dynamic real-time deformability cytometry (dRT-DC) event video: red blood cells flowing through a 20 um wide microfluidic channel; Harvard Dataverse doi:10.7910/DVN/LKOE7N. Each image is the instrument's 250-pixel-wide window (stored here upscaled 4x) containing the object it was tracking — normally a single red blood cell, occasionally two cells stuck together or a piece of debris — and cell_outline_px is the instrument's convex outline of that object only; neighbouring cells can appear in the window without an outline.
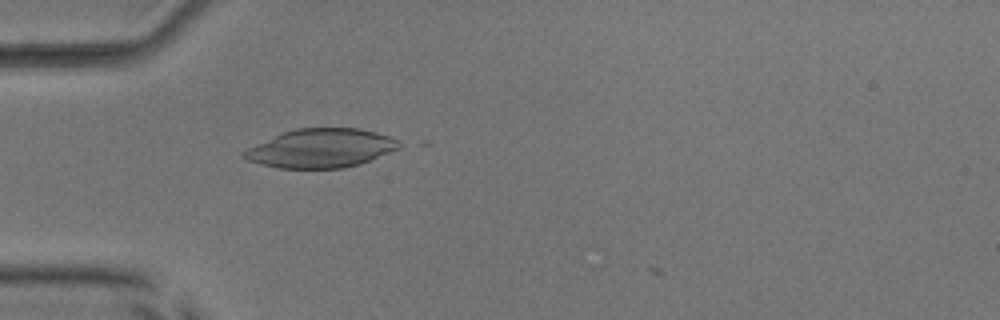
{"species": "common noctule bat (a hibernating species)", "species_latin": "Nyctalus noctula", "temperature_condition": "room temperature", "stored_images_in_passage": 2, "camera_frame_rate_fps": 3000, "um_per_image_px": 0.085, "animal": {"sex": "male", "body_mass_g": 17.9, "forearm_length_mm": 54.2}, "frame": {"image": 1, "passage_image": 1, "time_ms": 0.0, "image_size_px": [1000, 320], "cell_outline_px": [[408, 144], [400, 148], [360, 164], [344, 168], [276, 168], [260, 164], [248, 160], [240, 156], [240, 152], [280, 132], [296, 128], [360, 128], [376, 132], [400, 140]], "centroid_in_image_um": [27.3, 12.59], "position_along_channel_um": 57.7, "area_um2": 35.55}}